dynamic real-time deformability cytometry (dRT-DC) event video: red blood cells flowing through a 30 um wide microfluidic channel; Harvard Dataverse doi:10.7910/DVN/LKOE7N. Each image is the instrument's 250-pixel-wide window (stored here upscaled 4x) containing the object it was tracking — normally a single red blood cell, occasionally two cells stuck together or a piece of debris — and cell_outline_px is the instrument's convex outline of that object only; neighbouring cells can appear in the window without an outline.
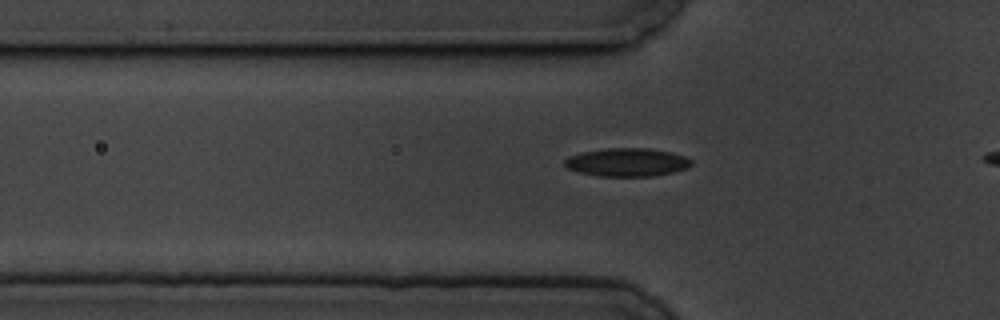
{"species": "common noctule bat (a hibernating species)", "species_latin": "Nyctalus noctula", "temperature_condition": "cold", "stored_images_in_passage": 47, "camera_frame_rate_fps": 3000, "um_per_image_px": 0.085, "animal": {"sex": "male", "body_mass_g": 19.5, "forearm_length_mm": 54.6}, "frame": {"image": 1, "passage_image": 15, "time_ms": 4.667, "image_size_px": [1000, 320], "cell_outline_px": [[692, 164], [688, 168], [656, 176], [596, 176], [580, 172], [568, 168], [564, 164], [564, 160], [568, 156], [584, 152], [608, 148], [648, 148], [668, 152], [684, 156], [692, 160]], "centroid_in_image_um": [53.3, 13.8], "position_along_channel_um": 72.5, "area_um2": 20.75}}
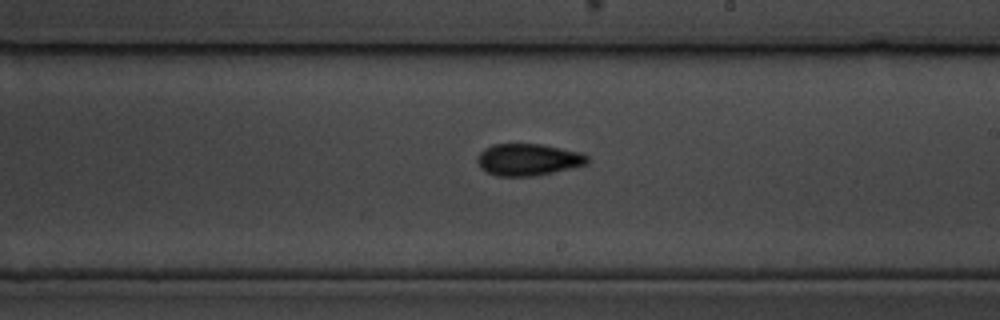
{"frame": {"image": 2, "passage_image": 30, "time_ms": 9.667, "image_size_px": [1000, 320], "cell_outline_px": [[588, 164], [572, 168], [532, 176], [496, 176], [480, 168], [476, 160], [476, 156], [484, 148], [492, 144], [540, 144], [580, 152], [588, 156]], "centroid_in_image_um": [44.86, 13.56], "position_along_channel_um": 244.1, "area_um2": 20.46}}
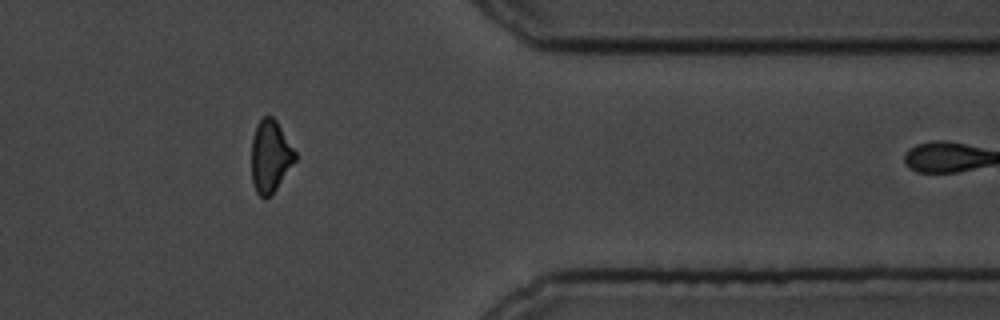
{"frame": {"image": 3, "passage_image": 44, "time_ms": 14.333, "image_size_px": [1000, 320], "cell_outline_px": [[296, 160], [272, 196], [264, 200], [256, 192], [252, 180], [252, 136], [256, 124], [264, 116], [272, 116], [276, 120], [296, 152]], "centroid_in_image_um": [22.97, 13.32], "position_along_channel_um": 388.4, "area_um2": 18.55}, "authors_computed_cell_mechanics": {"area_um2": 20.1722, "velocity_mm_per_s": 3.4279, "shape_relaxation_time_tau1_ms": 4.6988, "shape_relaxation_time_tau2_ms": 3.3742, "deformation_change_tau1": 0.1226, "deformation_change_tau2": 0.0844}}